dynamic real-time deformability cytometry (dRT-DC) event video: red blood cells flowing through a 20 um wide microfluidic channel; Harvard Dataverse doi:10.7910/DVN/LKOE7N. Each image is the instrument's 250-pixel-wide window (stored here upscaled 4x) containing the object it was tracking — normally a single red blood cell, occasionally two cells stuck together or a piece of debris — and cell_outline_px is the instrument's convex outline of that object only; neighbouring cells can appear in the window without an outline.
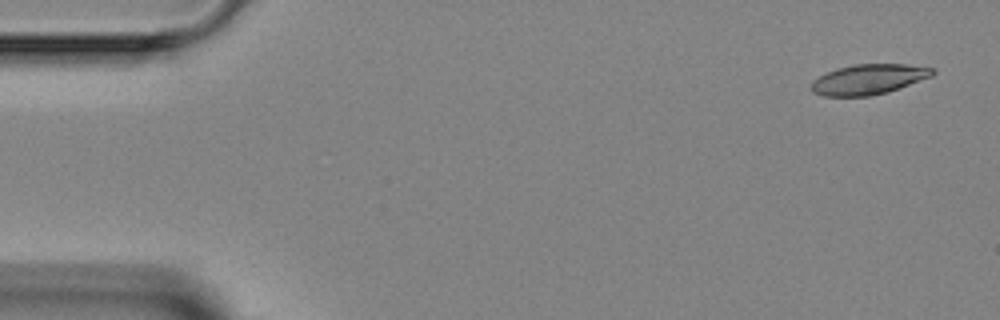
{"species": "Egyptian fruit bat (a non-hibernating species)", "species_latin": "Rousettus aegyptiacus", "temperature_condition": "room temperature", "stored_images_in_passage": 3, "camera_frame_rate_fps": 3000, "um_per_image_px": 0.085, "animal": {"sex": "female"}, "frame": {"image": 1, "passage_image": 1, "time_ms": 0.0, "image_size_px": [1000, 320], "cell_outline_px": [[936, 72], [932, 76], [900, 88], [888, 92], [868, 96], [824, 96], [812, 92], [812, 80], [836, 68], [856, 64], [904, 64], [932, 68]], "centroid_in_image_um": [73.83, 6.74], "position_along_channel_um": 11.2, "area_um2": 21.21}}